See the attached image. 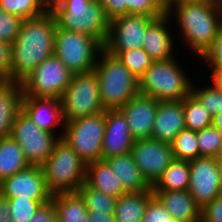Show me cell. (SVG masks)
Returning <instances> with one entry per match:
<instances>
[{"instance_id": "836d02e7", "label": "cell", "mask_w": 222, "mask_h": 222, "mask_svg": "<svg viewBox=\"0 0 222 222\" xmlns=\"http://www.w3.org/2000/svg\"><path fill=\"white\" fill-rule=\"evenodd\" d=\"M174 159L190 161L199 157V146L195 131L182 130L171 143Z\"/></svg>"}, {"instance_id": "e0dca14e", "label": "cell", "mask_w": 222, "mask_h": 222, "mask_svg": "<svg viewBox=\"0 0 222 222\" xmlns=\"http://www.w3.org/2000/svg\"><path fill=\"white\" fill-rule=\"evenodd\" d=\"M21 110L40 129L63 137L65 121L60 99L22 96Z\"/></svg>"}, {"instance_id": "bcb514c9", "label": "cell", "mask_w": 222, "mask_h": 222, "mask_svg": "<svg viewBox=\"0 0 222 222\" xmlns=\"http://www.w3.org/2000/svg\"><path fill=\"white\" fill-rule=\"evenodd\" d=\"M0 222H13L10 216V204L8 199L0 195Z\"/></svg>"}, {"instance_id": "277c9868", "label": "cell", "mask_w": 222, "mask_h": 222, "mask_svg": "<svg viewBox=\"0 0 222 222\" xmlns=\"http://www.w3.org/2000/svg\"><path fill=\"white\" fill-rule=\"evenodd\" d=\"M105 110L122 108L139 94V80L114 55L102 50L94 68Z\"/></svg>"}, {"instance_id": "f6af8a7d", "label": "cell", "mask_w": 222, "mask_h": 222, "mask_svg": "<svg viewBox=\"0 0 222 222\" xmlns=\"http://www.w3.org/2000/svg\"><path fill=\"white\" fill-rule=\"evenodd\" d=\"M30 222H59L52 201L42 204Z\"/></svg>"}, {"instance_id": "d590c367", "label": "cell", "mask_w": 222, "mask_h": 222, "mask_svg": "<svg viewBox=\"0 0 222 222\" xmlns=\"http://www.w3.org/2000/svg\"><path fill=\"white\" fill-rule=\"evenodd\" d=\"M10 204V216L13 222H30L42 204L50 200H31L29 198H6Z\"/></svg>"}, {"instance_id": "7a4b0ae2", "label": "cell", "mask_w": 222, "mask_h": 222, "mask_svg": "<svg viewBox=\"0 0 222 222\" xmlns=\"http://www.w3.org/2000/svg\"><path fill=\"white\" fill-rule=\"evenodd\" d=\"M167 14L176 25V41L180 37L185 50L191 51L190 55H195L196 59L211 45L222 23V13L208 0L177 5Z\"/></svg>"}, {"instance_id": "83f0119b", "label": "cell", "mask_w": 222, "mask_h": 222, "mask_svg": "<svg viewBox=\"0 0 222 222\" xmlns=\"http://www.w3.org/2000/svg\"><path fill=\"white\" fill-rule=\"evenodd\" d=\"M189 183V161L174 159L152 186V190H188Z\"/></svg>"}, {"instance_id": "7c38bea8", "label": "cell", "mask_w": 222, "mask_h": 222, "mask_svg": "<svg viewBox=\"0 0 222 222\" xmlns=\"http://www.w3.org/2000/svg\"><path fill=\"white\" fill-rule=\"evenodd\" d=\"M188 191L202 209L220 195V163L214 157H198L189 161Z\"/></svg>"}, {"instance_id": "d6986e66", "label": "cell", "mask_w": 222, "mask_h": 222, "mask_svg": "<svg viewBox=\"0 0 222 222\" xmlns=\"http://www.w3.org/2000/svg\"><path fill=\"white\" fill-rule=\"evenodd\" d=\"M134 139L123 113L106 110L105 133L102 144V160L131 152Z\"/></svg>"}, {"instance_id": "30bf717a", "label": "cell", "mask_w": 222, "mask_h": 222, "mask_svg": "<svg viewBox=\"0 0 222 222\" xmlns=\"http://www.w3.org/2000/svg\"><path fill=\"white\" fill-rule=\"evenodd\" d=\"M10 136L20 145L30 165H41L60 140L57 134L40 129L30 117L20 110L15 116Z\"/></svg>"}, {"instance_id": "484cf974", "label": "cell", "mask_w": 222, "mask_h": 222, "mask_svg": "<svg viewBox=\"0 0 222 222\" xmlns=\"http://www.w3.org/2000/svg\"><path fill=\"white\" fill-rule=\"evenodd\" d=\"M51 201L59 222H89V211L78 192L54 194Z\"/></svg>"}, {"instance_id": "11a10c76", "label": "cell", "mask_w": 222, "mask_h": 222, "mask_svg": "<svg viewBox=\"0 0 222 222\" xmlns=\"http://www.w3.org/2000/svg\"><path fill=\"white\" fill-rule=\"evenodd\" d=\"M220 195H222V166H220Z\"/></svg>"}, {"instance_id": "c3c4849f", "label": "cell", "mask_w": 222, "mask_h": 222, "mask_svg": "<svg viewBox=\"0 0 222 222\" xmlns=\"http://www.w3.org/2000/svg\"><path fill=\"white\" fill-rule=\"evenodd\" d=\"M89 222H115L114 215L89 213Z\"/></svg>"}, {"instance_id": "9a60e30c", "label": "cell", "mask_w": 222, "mask_h": 222, "mask_svg": "<svg viewBox=\"0 0 222 222\" xmlns=\"http://www.w3.org/2000/svg\"><path fill=\"white\" fill-rule=\"evenodd\" d=\"M54 15L60 28L88 34L104 46L110 31V19L98 1L89 4L84 16L72 17V14Z\"/></svg>"}, {"instance_id": "f35d334b", "label": "cell", "mask_w": 222, "mask_h": 222, "mask_svg": "<svg viewBox=\"0 0 222 222\" xmlns=\"http://www.w3.org/2000/svg\"><path fill=\"white\" fill-rule=\"evenodd\" d=\"M127 14L158 18L165 12L158 0H127Z\"/></svg>"}, {"instance_id": "816d5d0a", "label": "cell", "mask_w": 222, "mask_h": 222, "mask_svg": "<svg viewBox=\"0 0 222 222\" xmlns=\"http://www.w3.org/2000/svg\"><path fill=\"white\" fill-rule=\"evenodd\" d=\"M48 9H51L55 5L56 0H40Z\"/></svg>"}, {"instance_id": "f546056e", "label": "cell", "mask_w": 222, "mask_h": 222, "mask_svg": "<svg viewBox=\"0 0 222 222\" xmlns=\"http://www.w3.org/2000/svg\"><path fill=\"white\" fill-rule=\"evenodd\" d=\"M185 128L192 131H201L212 126V115L190 93L183 99Z\"/></svg>"}, {"instance_id": "ac0fdd59", "label": "cell", "mask_w": 222, "mask_h": 222, "mask_svg": "<svg viewBox=\"0 0 222 222\" xmlns=\"http://www.w3.org/2000/svg\"><path fill=\"white\" fill-rule=\"evenodd\" d=\"M158 103L153 97L139 93L119 109L134 140L150 138Z\"/></svg>"}, {"instance_id": "3957f363", "label": "cell", "mask_w": 222, "mask_h": 222, "mask_svg": "<svg viewBox=\"0 0 222 222\" xmlns=\"http://www.w3.org/2000/svg\"><path fill=\"white\" fill-rule=\"evenodd\" d=\"M179 58L178 55L171 59L154 61L138 79L139 93L159 102L182 101L188 96L194 78L190 77L191 74L188 73L191 72L181 65L184 61Z\"/></svg>"}, {"instance_id": "ab89813d", "label": "cell", "mask_w": 222, "mask_h": 222, "mask_svg": "<svg viewBox=\"0 0 222 222\" xmlns=\"http://www.w3.org/2000/svg\"><path fill=\"white\" fill-rule=\"evenodd\" d=\"M90 0H56L50 9L54 14H72V17L84 16Z\"/></svg>"}, {"instance_id": "ffe728a7", "label": "cell", "mask_w": 222, "mask_h": 222, "mask_svg": "<svg viewBox=\"0 0 222 222\" xmlns=\"http://www.w3.org/2000/svg\"><path fill=\"white\" fill-rule=\"evenodd\" d=\"M184 129L183 100L159 102L150 138L171 144Z\"/></svg>"}, {"instance_id": "f907efd6", "label": "cell", "mask_w": 222, "mask_h": 222, "mask_svg": "<svg viewBox=\"0 0 222 222\" xmlns=\"http://www.w3.org/2000/svg\"><path fill=\"white\" fill-rule=\"evenodd\" d=\"M219 12L222 13V0H208Z\"/></svg>"}, {"instance_id": "e575fe53", "label": "cell", "mask_w": 222, "mask_h": 222, "mask_svg": "<svg viewBox=\"0 0 222 222\" xmlns=\"http://www.w3.org/2000/svg\"><path fill=\"white\" fill-rule=\"evenodd\" d=\"M203 67H207L209 78H213L219 71L222 70V23L217 30V34L211 45L198 58ZM202 61V62H201Z\"/></svg>"}, {"instance_id": "5bb4252c", "label": "cell", "mask_w": 222, "mask_h": 222, "mask_svg": "<svg viewBox=\"0 0 222 222\" xmlns=\"http://www.w3.org/2000/svg\"><path fill=\"white\" fill-rule=\"evenodd\" d=\"M0 195L4 198H29L51 200L43 171L39 165H29L0 183Z\"/></svg>"}, {"instance_id": "6da1fadb", "label": "cell", "mask_w": 222, "mask_h": 222, "mask_svg": "<svg viewBox=\"0 0 222 222\" xmlns=\"http://www.w3.org/2000/svg\"><path fill=\"white\" fill-rule=\"evenodd\" d=\"M57 20L49 9L41 16L23 20L11 45L10 81L22 82L42 61L54 54Z\"/></svg>"}, {"instance_id": "f5cc1de1", "label": "cell", "mask_w": 222, "mask_h": 222, "mask_svg": "<svg viewBox=\"0 0 222 222\" xmlns=\"http://www.w3.org/2000/svg\"><path fill=\"white\" fill-rule=\"evenodd\" d=\"M217 83L222 87V70L219 71L214 77H213Z\"/></svg>"}, {"instance_id": "d6a6232c", "label": "cell", "mask_w": 222, "mask_h": 222, "mask_svg": "<svg viewBox=\"0 0 222 222\" xmlns=\"http://www.w3.org/2000/svg\"><path fill=\"white\" fill-rule=\"evenodd\" d=\"M0 8L23 20L41 16L49 10L40 0H0Z\"/></svg>"}, {"instance_id": "52a82bcc", "label": "cell", "mask_w": 222, "mask_h": 222, "mask_svg": "<svg viewBox=\"0 0 222 222\" xmlns=\"http://www.w3.org/2000/svg\"><path fill=\"white\" fill-rule=\"evenodd\" d=\"M106 111L65 122L64 139L87 165L102 160Z\"/></svg>"}, {"instance_id": "4fadbf2b", "label": "cell", "mask_w": 222, "mask_h": 222, "mask_svg": "<svg viewBox=\"0 0 222 222\" xmlns=\"http://www.w3.org/2000/svg\"><path fill=\"white\" fill-rule=\"evenodd\" d=\"M155 18L126 14L110 20V31L104 44L106 51L140 49L147 27Z\"/></svg>"}, {"instance_id": "681fc988", "label": "cell", "mask_w": 222, "mask_h": 222, "mask_svg": "<svg viewBox=\"0 0 222 222\" xmlns=\"http://www.w3.org/2000/svg\"><path fill=\"white\" fill-rule=\"evenodd\" d=\"M212 126L222 135V112L212 117Z\"/></svg>"}, {"instance_id": "ee69618b", "label": "cell", "mask_w": 222, "mask_h": 222, "mask_svg": "<svg viewBox=\"0 0 222 222\" xmlns=\"http://www.w3.org/2000/svg\"><path fill=\"white\" fill-rule=\"evenodd\" d=\"M11 45L0 42V81H10Z\"/></svg>"}, {"instance_id": "7bdbcfd3", "label": "cell", "mask_w": 222, "mask_h": 222, "mask_svg": "<svg viewBox=\"0 0 222 222\" xmlns=\"http://www.w3.org/2000/svg\"><path fill=\"white\" fill-rule=\"evenodd\" d=\"M104 8L107 17L112 20L127 14V0H97Z\"/></svg>"}, {"instance_id": "d4e9b609", "label": "cell", "mask_w": 222, "mask_h": 222, "mask_svg": "<svg viewBox=\"0 0 222 222\" xmlns=\"http://www.w3.org/2000/svg\"><path fill=\"white\" fill-rule=\"evenodd\" d=\"M154 196L152 190L127 192L117 198L115 222H142L148 202Z\"/></svg>"}, {"instance_id": "4dcf8cb0", "label": "cell", "mask_w": 222, "mask_h": 222, "mask_svg": "<svg viewBox=\"0 0 222 222\" xmlns=\"http://www.w3.org/2000/svg\"><path fill=\"white\" fill-rule=\"evenodd\" d=\"M77 192L83 198L89 213L114 215L117 204L116 197L108 196L101 191L95 190L86 183H83Z\"/></svg>"}, {"instance_id": "ba28073f", "label": "cell", "mask_w": 222, "mask_h": 222, "mask_svg": "<svg viewBox=\"0 0 222 222\" xmlns=\"http://www.w3.org/2000/svg\"><path fill=\"white\" fill-rule=\"evenodd\" d=\"M60 103L65 122L106 111L101 102L95 71L73 74Z\"/></svg>"}, {"instance_id": "8992f818", "label": "cell", "mask_w": 222, "mask_h": 222, "mask_svg": "<svg viewBox=\"0 0 222 222\" xmlns=\"http://www.w3.org/2000/svg\"><path fill=\"white\" fill-rule=\"evenodd\" d=\"M104 46L85 33L67 31L57 25L54 54L73 73L93 71Z\"/></svg>"}, {"instance_id": "cb8c5ba5", "label": "cell", "mask_w": 222, "mask_h": 222, "mask_svg": "<svg viewBox=\"0 0 222 222\" xmlns=\"http://www.w3.org/2000/svg\"><path fill=\"white\" fill-rule=\"evenodd\" d=\"M85 183L95 190L116 198L127 193L121 180L105 160H98L86 165Z\"/></svg>"}, {"instance_id": "74e56055", "label": "cell", "mask_w": 222, "mask_h": 222, "mask_svg": "<svg viewBox=\"0 0 222 222\" xmlns=\"http://www.w3.org/2000/svg\"><path fill=\"white\" fill-rule=\"evenodd\" d=\"M23 19L0 8V42L12 45L18 36Z\"/></svg>"}, {"instance_id": "44dd1931", "label": "cell", "mask_w": 222, "mask_h": 222, "mask_svg": "<svg viewBox=\"0 0 222 222\" xmlns=\"http://www.w3.org/2000/svg\"><path fill=\"white\" fill-rule=\"evenodd\" d=\"M176 222H201V208L188 190H152Z\"/></svg>"}, {"instance_id": "4316f807", "label": "cell", "mask_w": 222, "mask_h": 222, "mask_svg": "<svg viewBox=\"0 0 222 222\" xmlns=\"http://www.w3.org/2000/svg\"><path fill=\"white\" fill-rule=\"evenodd\" d=\"M29 165L16 140L11 136L0 138V183Z\"/></svg>"}, {"instance_id": "7dc6e473", "label": "cell", "mask_w": 222, "mask_h": 222, "mask_svg": "<svg viewBox=\"0 0 222 222\" xmlns=\"http://www.w3.org/2000/svg\"><path fill=\"white\" fill-rule=\"evenodd\" d=\"M195 0H158L165 13H168L171 9L177 5L188 3Z\"/></svg>"}, {"instance_id": "b9f144b4", "label": "cell", "mask_w": 222, "mask_h": 222, "mask_svg": "<svg viewBox=\"0 0 222 222\" xmlns=\"http://www.w3.org/2000/svg\"><path fill=\"white\" fill-rule=\"evenodd\" d=\"M201 222H222V195L202 208Z\"/></svg>"}, {"instance_id": "603a6c76", "label": "cell", "mask_w": 222, "mask_h": 222, "mask_svg": "<svg viewBox=\"0 0 222 222\" xmlns=\"http://www.w3.org/2000/svg\"><path fill=\"white\" fill-rule=\"evenodd\" d=\"M114 174L121 180L126 192L152 190V186L137 167L131 152L104 159Z\"/></svg>"}, {"instance_id": "1f68e13d", "label": "cell", "mask_w": 222, "mask_h": 222, "mask_svg": "<svg viewBox=\"0 0 222 222\" xmlns=\"http://www.w3.org/2000/svg\"><path fill=\"white\" fill-rule=\"evenodd\" d=\"M107 52L116 56L123 63V65L138 79L154 62V60L143 48Z\"/></svg>"}, {"instance_id": "db71d44e", "label": "cell", "mask_w": 222, "mask_h": 222, "mask_svg": "<svg viewBox=\"0 0 222 222\" xmlns=\"http://www.w3.org/2000/svg\"><path fill=\"white\" fill-rule=\"evenodd\" d=\"M217 161L220 163V166H222V145L220 147V151L216 157Z\"/></svg>"}, {"instance_id": "60d3db41", "label": "cell", "mask_w": 222, "mask_h": 222, "mask_svg": "<svg viewBox=\"0 0 222 222\" xmlns=\"http://www.w3.org/2000/svg\"><path fill=\"white\" fill-rule=\"evenodd\" d=\"M142 222H176L162 203L153 196L148 202Z\"/></svg>"}, {"instance_id": "5b68a950", "label": "cell", "mask_w": 222, "mask_h": 222, "mask_svg": "<svg viewBox=\"0 0 222 222\" xmlns=\"http://www.w3.org/2000/svg\"><path fill=\"white\" fill-rule=\"evenodd\" d=\"M40 166L47 189L52 195L77 192L85 183L86 164L62 138Z\"/></svg>"}, {"instance_id": "2e32d148", "label": "cell", "mask_w": 222, "mask_h": 222, "mask_svg": "<svg viewBox=\"0 0 222 222\" xmlns=\"http://www.w3.org/2000/svg\"><path fill=\"white\" fill-rule=\"evenodd\" d=\"M172 22L170 16L165 13L161 17L155 18L146 29L142 48L154 61L171 59L178 56L177 52L180 49L177 50V48L181 47V45L179 46V43L175 42L177 39Z\"/></svg>"}, {"instance_id": "7402d4cb", "label": "cell", "mask_w": 222, "mask_h": 222, "mask_svg": "<svg viewBox=\"0 0 222 222\" xmlns=\"http://www.w3.org/2000/svg\"><path fill=\"white\" fill-rule=\"evenodd\" d=\"M22 85L18 81H0V138L11 134L15 116L21 110Z\"/></svg>"}, {"instance_id": "9c48e42d", "label": "cell", "mask_w": 222, "mask_h": 222, "mask_svg": "<svg viewBox=\"0 0 222 222\" xmlns=\"http://www.w3.org/2000/svg\"><path fill=\"white\" fill-rule=\"evenodd\" d=\"M72 76L73 73L53 54L21 82L23 96L60 99Z\"/></svg>"}, {"instance_id": "8d00e7d4", "label": "cell", "mask_w": 222, "mask_h": 222, "mask_svg": "<svg viewBox=\"0 0 222 222\" xmlns=\"http://www.w3.org/2000/svg\"><path fill=\"white\" fill-rule=\"evenodd\" d=\"M199 157L216 158L222 145V135L213 126L196 132Z\"/></svg>"}, {"instance_id": "8fae6325", "label": "cell", "mask_w": 222, "mask_h": 222, "mask_svg": "<svg viewBox=\"0 0 222 222\" xmlns=\"http://www.w3.org/2000/svg\"><path fill=\"white\" fill-rule=\"evenodd\" d=\"M131 154L140 172L151 186L174 160L171 144L151 138L134 140Z\"/></svg>"}, {"instance_id": "f1b7e54d", "label": "cell", "mask_w": 222, "mask_h": 222, "mask_svg": "<svg viewBox=\"0 0 222 222\" xmlns=\"http://www.w3.org/2000/svg\"><path fill=\"white\" fill-rule=\"evenodd\" d=\"M208 80V83L203 79L202 83H200V79L197 82L193 80L191 85V94L213 117L214 115L222 112V87L214 78H208ZM196 83H200L201 85H197Z\"/></svg>"}]
</instances>
